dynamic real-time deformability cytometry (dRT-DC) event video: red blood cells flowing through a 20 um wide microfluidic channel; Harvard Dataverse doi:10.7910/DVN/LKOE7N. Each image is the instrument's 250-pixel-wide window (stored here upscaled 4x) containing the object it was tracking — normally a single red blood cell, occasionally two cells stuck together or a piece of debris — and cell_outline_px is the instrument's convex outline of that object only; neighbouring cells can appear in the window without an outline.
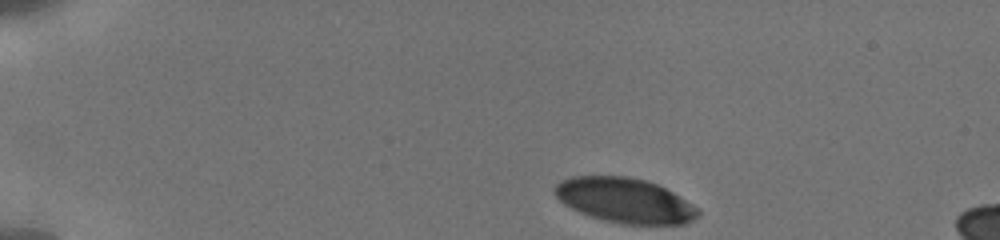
{"species": "human", "species_latin": "Homo sapiens", "temperature_condition": "cold", "stored_images_in_passage": 32, "camera_frame_rate_fps": 3000, "um_per_image_px": 0.085, "donor": {"sex": "male"}, "frame": {"image": 1, "passage_image": 1, "time_ms": 0.0, "image_size_px": [1000, 240], "cell_outline_px": [[700, 216], [684, 224], [620, 224], [604, 220], [580, 212], [564, 204], [552, 192], [552, 188], [560, 180], [572, 176], [628, 176], [644, 180], [656, 184], [672, 192], [700, 208]], "centroid_in_image_um": [53.1, 17.03], "position_along_channel_um": 31.9, "area_um2": 37.51}}
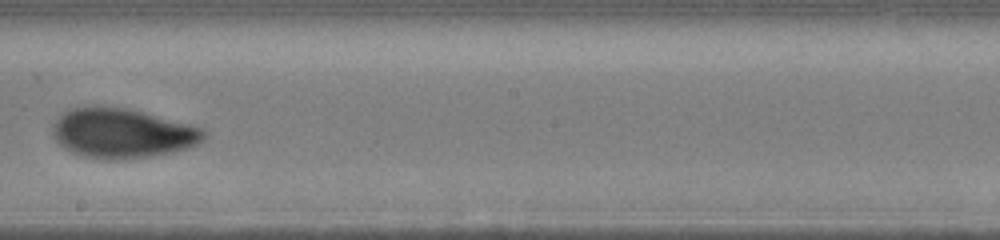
{"frame": {"image": 2, "passage_image": 19, "time_ms": 7.667, "image_size_px": [1000, 240], "cell_outline_px": [[208, 132], [196, 144], [188, 148], [172, 152], [148, 156], [120, 160], [108, 160], [84, 156], [72, 152], [64, 148], [56, 140], [52, 132], [52, 124], [68, 108], [92, 104], [100, 104], [128, 108], [144, 112], [204, 128]], "centroid_in_image_um": [10.34, 11.29], "position_along_channel_um": 237.9, "area_um2": 44.22}}
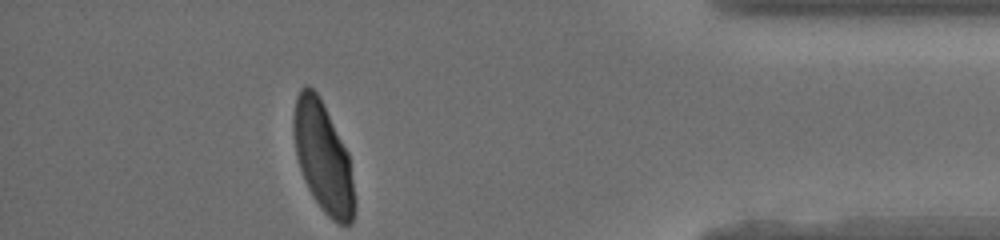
{"frame": {"image": 3, "passage_image": 32, "time_ms": 13.0, "image_size_px": [1000, 240], "cell_outline_px": [[356, 212], [352, 224], [340, 224], [332, 220], [324, 212], [308, 188], [304, 180], [296, 156], [292, 128], [292, 120], [296, 96], [300, 88], [308, 84], [316, 92], [348, 152], [356, 204]], "centroid_in_image_um": [27.45, 13.4], "position_along_channel_um": 407.7, "area_um2": 38.96}, "authors_computed_cell_mechanics": {"area_um2": 41.5004, "velocity_mm_per_s": 3.815, "shape_relaxation_time_tau1_ms": 3.1878, "shape_relaxation_time_tau2_ms": null, "deformation_change_tau1": 0.1527, "deformation_change_tau2": null}}